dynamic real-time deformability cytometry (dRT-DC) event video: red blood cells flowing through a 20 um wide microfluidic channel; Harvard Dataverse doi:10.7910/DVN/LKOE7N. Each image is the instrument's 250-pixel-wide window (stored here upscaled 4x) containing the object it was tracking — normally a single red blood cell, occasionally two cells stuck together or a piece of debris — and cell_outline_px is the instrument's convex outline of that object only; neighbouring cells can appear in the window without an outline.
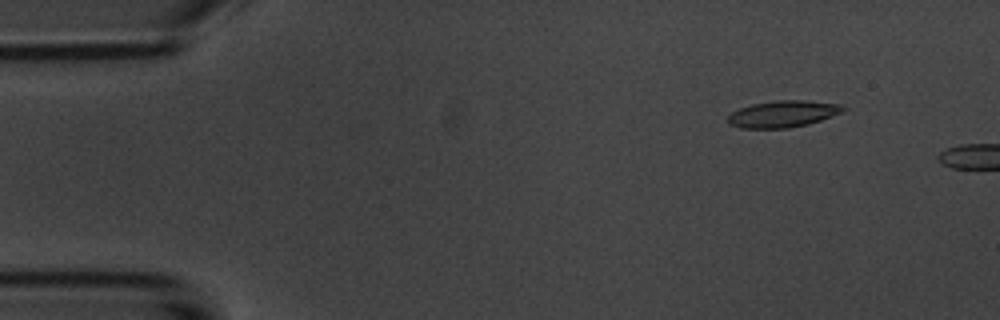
{"species": "common noctule bat (a hibernating species)", "species_latin": "Nyctalus noctula", "temperature_condition": "room temperature", "stored_images_in_passage": 9, "camera_frame_rate_fps": 3000, "um_per_image_px": 0.085, "animal": {"sex": "male", "body_mass_g": 20.1, "forearm_length_mm": 53.5}, "frame": {"image": 1, "passage_image": 6, "time_ms": 1.667, "image_size_px": [1000, 320], "cell_outline_px": [[848, 108], [844, 112], [808, 124], [788, 128], [740, 128], [728, 124], [728, 116], [732, 112], [740, 108], [752, 104], [776, 100], [804, 100], [840, 104]], "centroid_in_image_um": [66.57, 9.68], "position_along_channel_um": 18.4, "area_um2": 17.98}}